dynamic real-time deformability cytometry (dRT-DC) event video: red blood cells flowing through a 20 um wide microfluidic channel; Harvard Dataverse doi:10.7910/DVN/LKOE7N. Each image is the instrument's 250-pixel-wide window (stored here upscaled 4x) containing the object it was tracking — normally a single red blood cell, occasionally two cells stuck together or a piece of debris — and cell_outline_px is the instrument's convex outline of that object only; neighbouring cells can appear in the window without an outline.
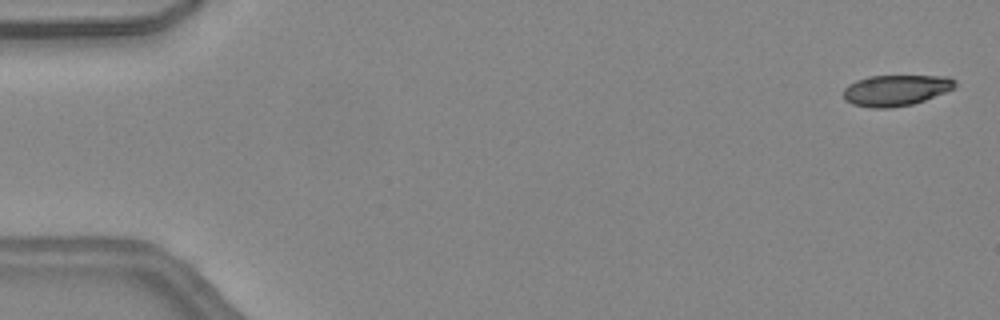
{"species": "common noctule bat (a hibernating species)", "species_latin": "Nyctalus noctula", "temperature_condition": "warm", "stored_images_in_passage": 15, "camera_frame_rate_fps": 3000, "um_per_image_px": 0.085, "animal": {"sex": "female", "body_mass_g": 24.6, "forearm_length_mm": 56.2}, "frame": {"image": 1, "passage_image": 2, "time_ms": 0.333, "image_size_px": [1000, 320], "cell_outline_px": [[956, 88], [924, 100], [912, 104], [888, 108], [872, 108], [852, 104], [844, 100], [844, 88], [848, 84], [856, 80], [868, 76], [948, 76], [956, 80]], "centroid_in_image_um": [76.14, 7.67], "position_along_channel_um": 8.9, "area_um2": 20.23}}
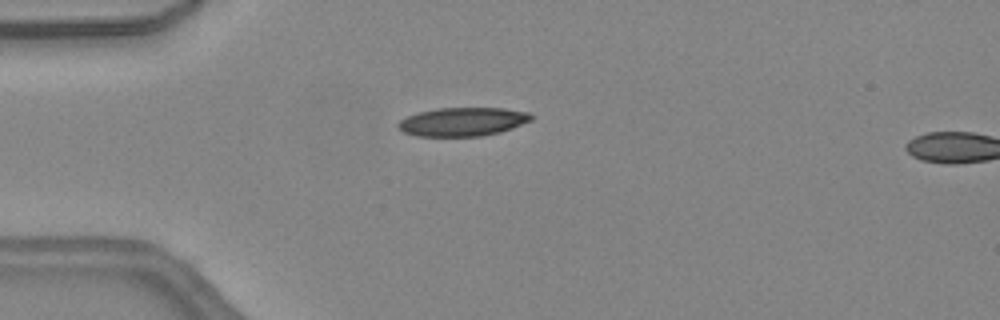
{"frame": {"image": 2, "passage_image": 13, "time_ms": 4.0, "image_size_px": [1000, 320], "cell_outline_px": [[536, 116], [532, 120], [512, 128], [500, 132], [480, 136], [416, 136], [404, 132], [396, 124], [400, 120], [408, 116], [420, 112], [440, 108], [504, 108], [528, 112]], "centroid_in_image_um": [39.37, 10.34], "position_along_channel_um": 45.6, "area_um2": 22.14}}